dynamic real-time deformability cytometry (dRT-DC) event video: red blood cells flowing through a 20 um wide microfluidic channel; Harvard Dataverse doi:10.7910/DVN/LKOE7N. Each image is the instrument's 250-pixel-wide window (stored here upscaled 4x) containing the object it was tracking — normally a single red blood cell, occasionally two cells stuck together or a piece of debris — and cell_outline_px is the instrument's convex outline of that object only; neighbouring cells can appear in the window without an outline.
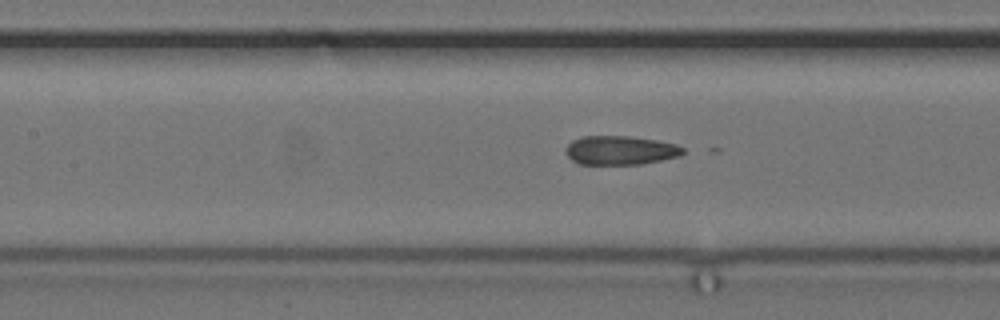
{"species": "common noctule bat (a hibernating species)", "species_latin": "Nyctalus noctula", "temperature_condition": "cold", "stored_images_in_passage": 43, "camera_frame_rate_fps": 3000, "um_per_image_px": 0.085, "animal": {"sex": "female", "body_mass_g": 24.6, "forearm_length_mm": 56.2}, "frame": {"image": 1, "passage_image": 12, "time_ms": 3.667, "image_size_px": [1000, 320], "cell_outline_px": [[684, 152], [680, 156], [640, 164], [576, 164], [564, 152], [564, 148], [572, 140], [584, 136], [628, 136], [656, 140], [676, 144], [684, 148]], "centroid_in_image_um": [52.69, 12.77], "position_along_channel_um": 154.7, "area_um2": 19.83}}
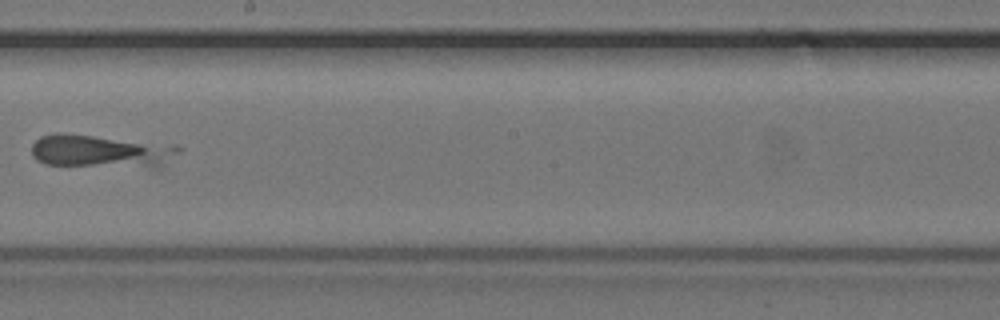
{"frame": {"image": 2, "passage_image": 19, "time_ms": 6.0, "image_size_px": [1000, 320], "cell_outline_px": [[184, 148], [180, 152], [160, 168], [156, 168], [44, 164], [36, 160], [32, 156], [32, 144], [40, 136], [56, 132], [60, 132], [176, 144]], "centroid_in_image_um": [8.64, 12.85], "position_along_channel_um": 239.6, "area_um2": 29.07}}